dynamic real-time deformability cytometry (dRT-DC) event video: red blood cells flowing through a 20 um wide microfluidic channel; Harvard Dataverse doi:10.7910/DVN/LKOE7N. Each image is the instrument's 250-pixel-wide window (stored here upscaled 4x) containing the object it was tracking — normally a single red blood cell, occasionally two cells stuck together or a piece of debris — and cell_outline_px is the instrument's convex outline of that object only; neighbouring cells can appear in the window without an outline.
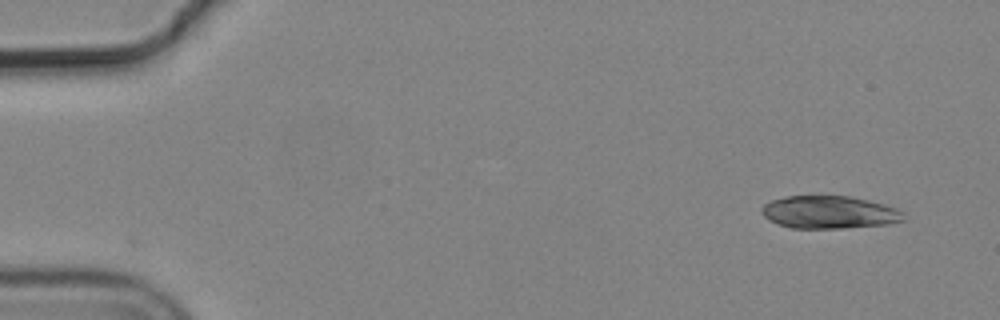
{"species": "common noctule bat (a hibernating species)", "species_latin": "Nyctalus noctula", "temperature_condition": "cold", "stored_images_in_passage": 7, "camera_frame_rate_fps": 3000, "um_per_image_px": 0.085, "animal": {"sex": "male", "body_mass_g": 19.2, "forearm_length_mm": 51.8}, "frame": {"image": 1, "passage_image": 1, "time_ms": 0.0, "image_size_px": [1000, 320], "cell_outline_px": [[904, 220], [888, 224], [844, 228], [792, 228], [768, 220], [764, 216], [760, 208], [764, 204], [772, 200], [788, 196], [848, 196], [868, 200], [884, 204], [896, 208], [904, 212]], "centroid_in_image_um": [70.5, 18.04], "position_along_channel_um": 14.5, "area_um2": 26.99}}
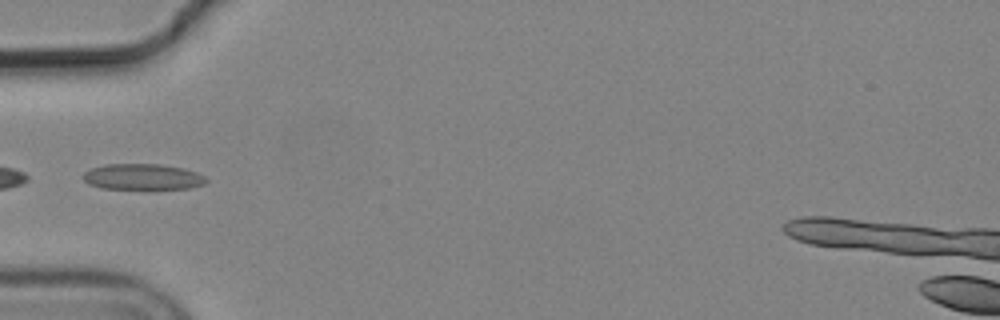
{"frame": {"image": 2, "passage_image": 5, "time_ms": 1.333, "image_size_px": [1000, 320], "cell_outline_px": [[208, 180], [204, 184], [188, 188], [100, 188], [88, 184], [80, 176], [84, 172], [92, 168], [104, 164], [160, 164], [184, 168], [196, 172], [204, 176]], "centroid_in_image_um": [12.09, 15.01], "position_along_channel_um": 72.9, "area_um2": 18.5}}
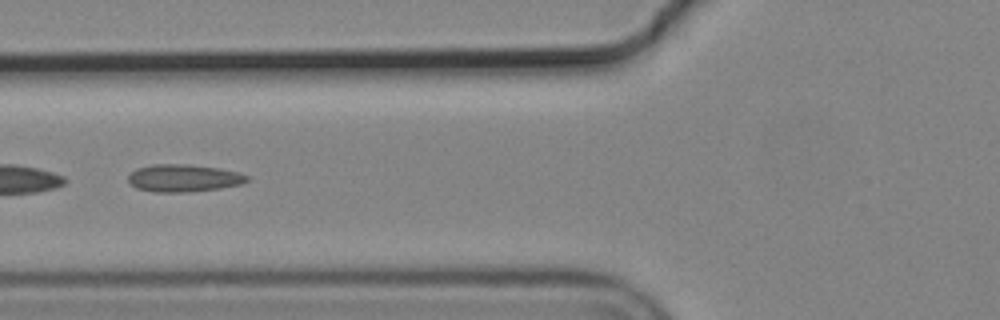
{"frame": {"image": 3, "passage_image": 6, "time_ms": 1.667, "image_size_px": [1000, 320], "cell_outline_px": [[252, 180], [240, 184], [220, 188], [188, 192], [152, 192], [136, 188], [128, 180], [128, 176], [136, 168], [152, 164], [188, 164], [220, 168], [240, 172], [248, 176]], "centroid_in_image_um": [15.63, 15.13], "position_along_channel_um": 110.2, "area_um2": 19.19}}